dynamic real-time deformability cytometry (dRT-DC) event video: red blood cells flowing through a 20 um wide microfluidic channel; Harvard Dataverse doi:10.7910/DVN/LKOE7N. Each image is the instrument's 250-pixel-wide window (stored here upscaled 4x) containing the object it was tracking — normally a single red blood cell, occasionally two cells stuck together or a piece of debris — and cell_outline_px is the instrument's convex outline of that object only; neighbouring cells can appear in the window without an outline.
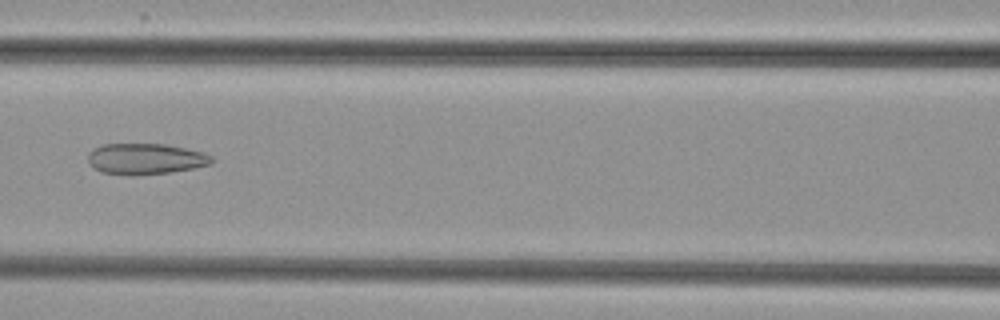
{"species": "common noctule bat (a hibernating species)", "species_latin": "Nyctalus noctula", "temperature_condition": "cold", "stored_images_in_passage": 6, "camera_frame_rate_fps": 3000, "um_per_image_px": 0.085, "animal": {"sex": "female", "body_mass_g": 29.2, "forearm_length_mm": 56.3}, "frame": {"image": 1, "passage_image": 6, "time_ms": 6.0, "image_size_px": [1000, 320], "cell_outline_px": [[212, 164], [192, 168], [168, 172], [132, 176], [100, 172], [92, 168], [88, 164], [88, 152], [104, 144], [164, 144], [204, 152], [212, 156]], "centroid_in_image_um": [12.32, 13.51], "position_along_channel_um": 154.3, "area_um2": 22.37}}